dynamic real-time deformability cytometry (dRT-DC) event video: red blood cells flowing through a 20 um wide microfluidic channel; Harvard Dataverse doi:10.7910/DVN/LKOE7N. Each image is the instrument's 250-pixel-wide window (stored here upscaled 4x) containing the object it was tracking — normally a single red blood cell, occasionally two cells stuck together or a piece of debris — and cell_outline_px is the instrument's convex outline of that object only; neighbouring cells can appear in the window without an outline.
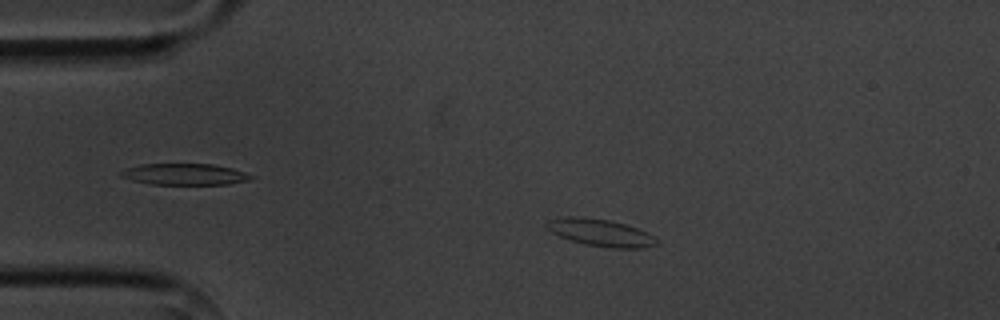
{"species": "common noctule bat (a hibernating species)", "species_latin": "Nyctalus noctula", "temperature_condition": "cold", "stored_images_in_passage": 6, "camera_frame_rate_fps": 3000, "um_per_image_px": 0.085, "animal": {"sex": "male", "body_mass_g": 20.1, "forearm_length_mm": 53.5}, "frame": {"image": 1, "passage_image": 4, "time_ms": 3.333, "image_size_px": [1000, 320], "cell_outline_px": [[660, 240], [656, 244], [644, 248], [612, 248], [584, 244], [560, 236], [552, 232], [544, 224], [548, 220], [568, 216], [576, 216], [608, 220], [624, 224], [636, 228], [656, 236]], "centroid_in_image_um": [51.08, 19.78], "position_along_channel_um": 33.9, "area_um2": 17.28}}